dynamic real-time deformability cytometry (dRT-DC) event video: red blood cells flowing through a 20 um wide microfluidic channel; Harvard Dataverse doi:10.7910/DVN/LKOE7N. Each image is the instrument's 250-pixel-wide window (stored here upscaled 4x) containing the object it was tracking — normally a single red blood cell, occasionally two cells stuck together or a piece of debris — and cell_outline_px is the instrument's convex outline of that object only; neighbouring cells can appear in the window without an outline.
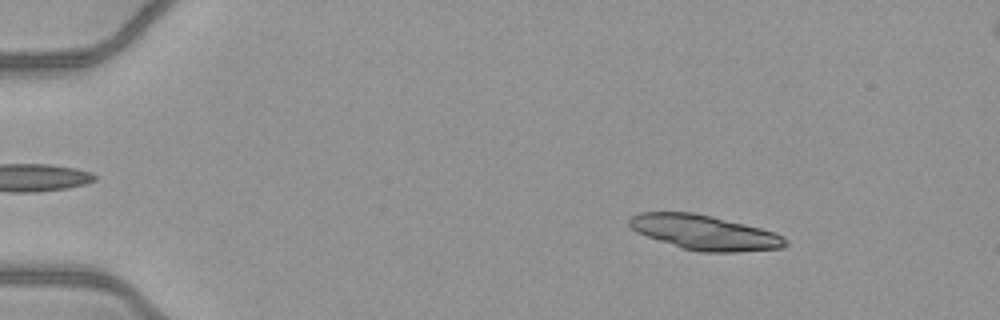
{"species": "common noctule bat (a hibernating species)", "species_latin": "Nyctalus noctula", "temperature_condition": "warm", "stored_images_in_passage": 51, "camera_frame_rate_fps": 3000, "um_per_image_px": 0.085, "animal": {"sex": "female", "body_mass_g": 21.9}, "frame": {"image": 1, "passage_image": 7, "time_ms": 2.0, "image_size_px": [1000, 320], "cell_outline_px": [[788, 244], [784, 248], [736, 252], [700, 252], [680, 248], [636, 232], [628, 224], [628, 220], [632, 216], [640, 212], [692, 212], [712, 216], [776, 232], [784, 236], [788, 240]], "centroid_in_image_um": [59.91, 19.77], "position_along_channel_um": 25.1, "area_um2": 31.73}}
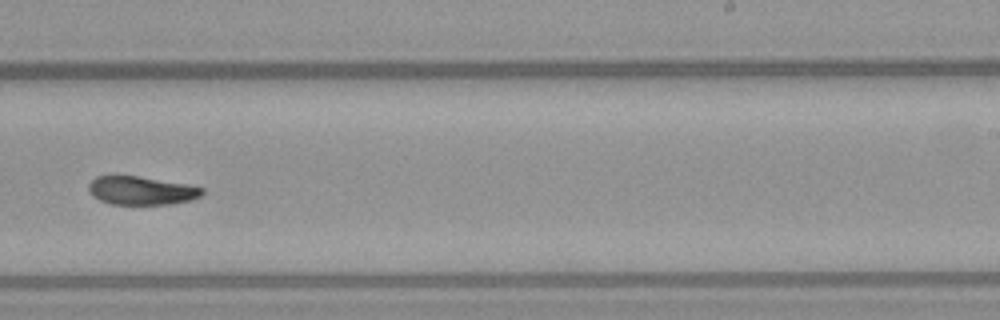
{"frame": {"image": 2, "passage_image": 33, "time_ms": 10.667, "image_size_px": [1000, 320], "cell_outline_px": [[204, 192], [200, 196], [192, 200], [168, 204], [112, 204], [100, 200], [92, 196], [88, 192], [88, 184], [96, 176], [112, 172], [188, 184], [204, 188]], "centroid_in_image_um": [11.94, 16.15], "position_along_channel_um": 277.1, "area_um2": 19.42}}
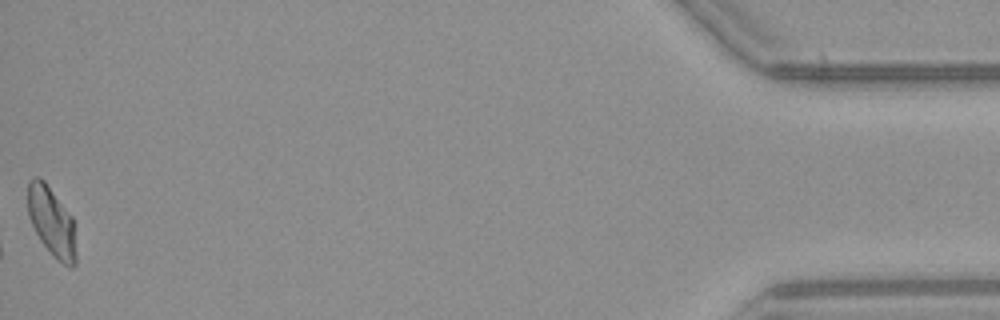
{"frame": {"image": 3, "passage_image": 51, "time_ms": 16.667, "image_size_px": [1000, 320], "cell_outline_px": [[76, 264], [72, 268], [68, 268], [52, 256], [40, 240], [28, 216], [28, 180], [32, 176], [40, 176], [44, 180], [72, 216], [76, 252]], "centroid_in_image_um": [4.39, 18.85], "position_along_channel_um": 430.8, "area_um2": 19.71}, "authors_computed_cell_mechanics": {"area_um2": 20.1722, "velocity_mm_per_s": 4.1011, "shape_relaxation_time_tau1_ms": 5.2285, "shape_relaxation_time_tau2_ms": 7.1091, "deformation_change_tau1": 0.1572, "deformation_change_tau2": 0.1543}}